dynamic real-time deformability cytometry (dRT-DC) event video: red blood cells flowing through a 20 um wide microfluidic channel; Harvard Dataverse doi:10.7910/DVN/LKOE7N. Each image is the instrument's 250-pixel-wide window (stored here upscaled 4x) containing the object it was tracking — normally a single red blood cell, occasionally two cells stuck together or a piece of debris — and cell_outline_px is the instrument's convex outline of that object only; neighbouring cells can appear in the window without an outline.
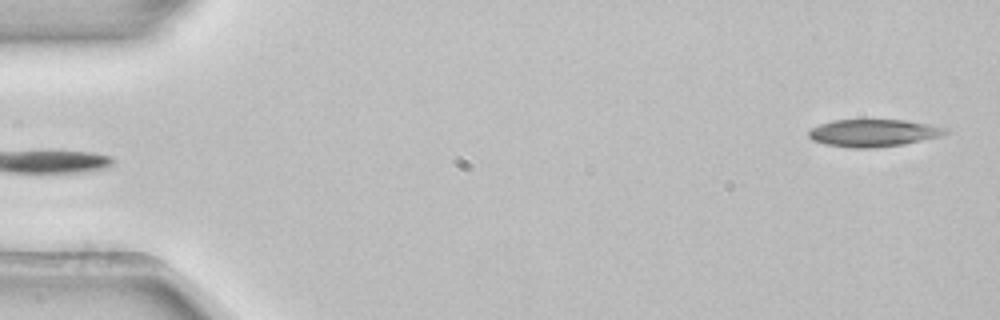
{"species": "common noctule bat (a hibernating species)", "species_latin": "Nyctalus noctula", "temperature_condition": "room temperature", "stored_images_in_passage": 4, "segment_of_instrument_passage": [2, 2], "camera_frame_rate_fps": 3000, "um_per_image_px": 0.085, "animal": {"sex": "female", "body_mass_g": 22.7, "forearm_length_mm": 54.2}, "frame": {"image": 1, "passage_image": 4, "time_ms": 1.0, "image_size_px": [1000, 320], "cell_outline_px": [[948, 132], [940, 136], [904, 144], [876, 148], [848, 148], [824, 144], [812, 140], [808, 136], [808, 132], [812, 128], [820, 124], [832, 120], [908, 120], [948, 128]], "centroid_in_image_um": [74.22, 11.31], "position_along_channel_um": 10.8, "area_um2": 21.91}}